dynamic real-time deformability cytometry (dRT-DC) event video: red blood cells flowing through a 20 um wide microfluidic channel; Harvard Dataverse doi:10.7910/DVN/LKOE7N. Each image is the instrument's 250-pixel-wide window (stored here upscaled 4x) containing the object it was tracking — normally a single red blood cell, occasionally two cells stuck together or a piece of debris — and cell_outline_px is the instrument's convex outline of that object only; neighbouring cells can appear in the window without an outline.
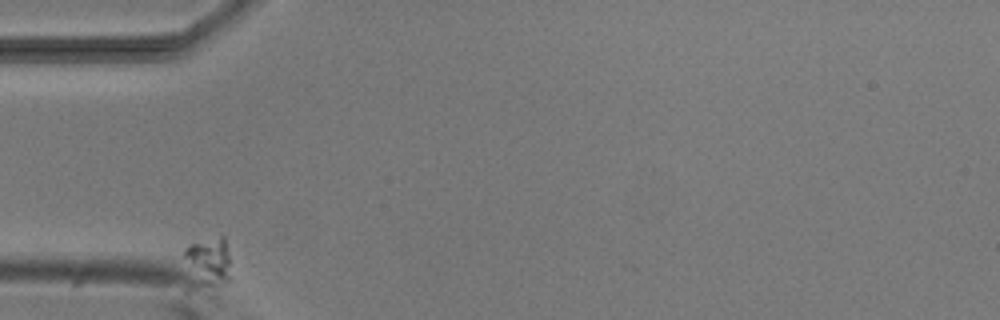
{"species": "common noctule bat (a hibernating species)", "species_latin": "Nyctalus noctula", "temperature_condition": "room temperature", "stored_images_in_passage": 3, "camera_frame_rate_fps": 3000, "um_per_image_px": 0.085, "animal": {"sex": "male", "body_mass_g": 20.5, "forearm_length_mm": 52.5}, "frame": {"image": 1, "passage_image": 1, "time_ms": 0.0, "image_size_px": [1000, 320], "cell_outline_px": [[232, 280], [212, 284], [208, 284], [200, 280], [184, 256], [184, 252], [192, 244], [220, 236], [224, 236], [232, 276]], "centroid_in_image_um": [17.85, 22.14], "position_along_channel_um": 67.1, "area_um2": 11.73}}
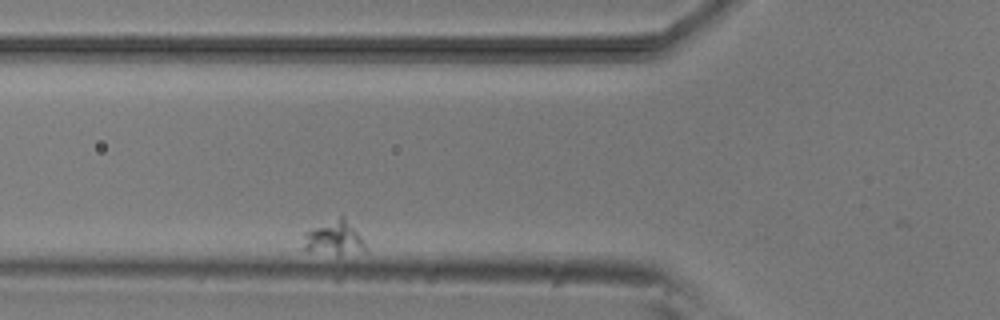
{"frame": {"image": 2, "passage_image": 2, "time_ms": 1.333, "image_size_px": [1000, 320], "cell_outline_px": [[368, 252], [336, 260], [308, 252], [304, 248], [304, 232], [340, 212], [344, 216], [360, 236], [368, 248]], "centroid_in_image_um": [28.43, 20.33], "position_along_channel_um": 97.4, "area_um2": 14.16}}